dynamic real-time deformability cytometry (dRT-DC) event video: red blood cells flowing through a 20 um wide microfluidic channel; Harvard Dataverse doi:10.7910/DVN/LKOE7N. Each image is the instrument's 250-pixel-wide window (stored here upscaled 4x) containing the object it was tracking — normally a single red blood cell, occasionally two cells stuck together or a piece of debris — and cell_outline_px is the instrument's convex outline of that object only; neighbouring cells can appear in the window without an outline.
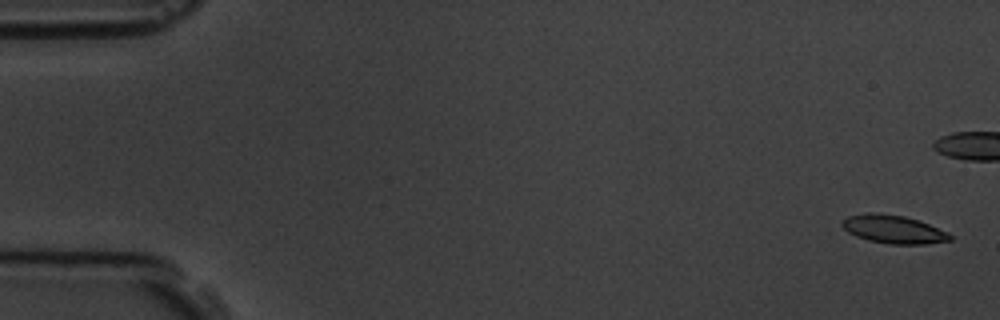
{"species": "common noctule bat (a hibernating species)", "species_latin": "Nyctalus noctula", "temperature_condition": "room temperature", "stored_images_in_passage": 5, "camera_frame_rate_fps": 3000, "um_per_image_px": 0.085, "animal": {"sex": "male", "body_mass_g": 19.5, "forearm_length_mm": 54.6}, "frame": {"image": 1, "passage_image": 1, "time_ms": 0.0, "image_size_px": [1000, 320], "cell_outline_px": [[952, 240], [924, 244], [888, 244], [868, 240], [856, 236], [848, 232], [840, 224], [848, 216], [868, 212], [876, 212], [904, 216], [928, 224], [948, 232], [952, 236]], "centroid_in_image_um": [75.93, 19.49], "position_along_channel_um": 9.1, "area_um2": 17.69}}